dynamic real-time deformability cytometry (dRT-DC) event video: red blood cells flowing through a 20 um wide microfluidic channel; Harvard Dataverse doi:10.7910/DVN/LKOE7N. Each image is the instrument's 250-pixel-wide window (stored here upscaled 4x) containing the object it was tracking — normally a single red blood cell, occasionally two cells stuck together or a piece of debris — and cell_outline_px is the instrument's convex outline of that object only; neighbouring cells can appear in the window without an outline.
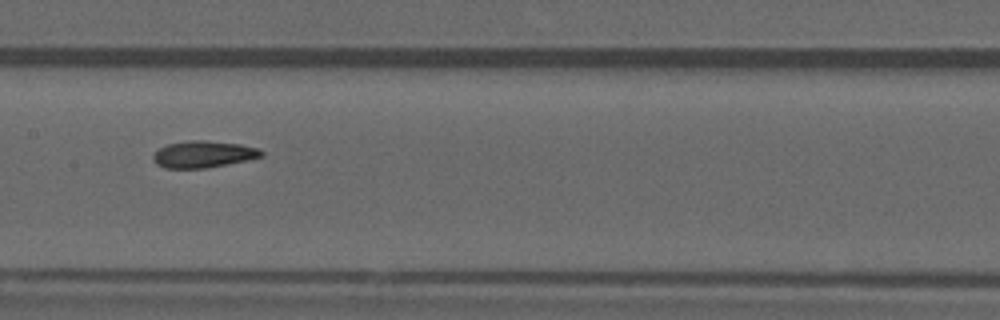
{"species": "common noctule bat (a hibernating species)", "species_latin": "Nyctalus noctula", "temperature_condition": "warm", "stored_images_in_passage": 36, "camera_frame_rate_fps": 3000, "um_per_image_px": 0.085, "animal": {"sex": "male", "forearm_length_mm": 52.5}, "frame": {"image": 1, "passage_image": 11, "time_ms": 3.333, "image_size_px": [1000, 320], "cell_outline_px": [[264, 156], [204, 168], [164, 168], [156, 164], [152, 160], [152, 156], [160, 148], [168, 144], [188, 140], [204, 140], [240, 144], [260, 148], [264, 152]], "centroid_in_image_um": [17.27, 13.1], "position_along_channel_um": 190.1, "area_um2": 16.76}, "authors_computed_cell_mechanics": {"area_um2": 16.6464, "velocity_mm_per_s": 3.9474, "shape_relaxation_time_tau1_ms": null, "shape_relaxation_time_tau2_ms": 3.0853, "deformation_change_tau1": null, "deformation_change_tau2": 0.0953}}